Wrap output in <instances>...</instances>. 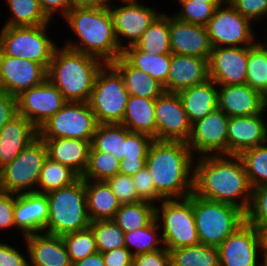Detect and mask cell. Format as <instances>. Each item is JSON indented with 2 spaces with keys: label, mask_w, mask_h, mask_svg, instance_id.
<instances>
[{
  "label": "cell",
  "mask_w": 267,
  "mask_h": 266,
  "mask_svg": "<svg viewBox=\"0 0 267 266\" xmlns=\"http://www.w3.org/2000/svg\"><path fill=\"white\" fill-rule=\"evenodd\" d=\"M98 122L88 102L68 101L38 129L41 139L72 138L92 143Z\"/></svg>",
  "instance_id": "obj_11"
},
{
  "label": "cell",
  "mask_w": 267,
  "mask_h": 266,
  "mask_svg": "<svg viewBox=\"0 0 267 266\" xmlns=\"http://www.w3.org/2000/svg\"><path fill=\"white\" fill-rule=\"evenodd\" d=\"M171 266H219L218 247L198 244L170 251Z\"/></svg>",
  "instance_id": "obj_38"
},
{
  "label": "cell",
  "mask_w": 267,
  "mask_h": 266,
  "mask_svg": "<svg viewBox=\"0 0 267 266\" xmlns=\"http://www.w3.org/2000/svg\"><path fill=\"white\" fill-rule=\"evenodd\" d=\"M48 151L38 136L19 155L0 169V190L22 194L37 192V183Z\"/></svg>",
  "instance_id": "obj_10"
},
{
  "label": "cell",
  "mask_w": 267,
  "mask_h": 266,
  "mask_svg": "<svg viewBox=\"0 0 267 266\" xmlns=\"http://www.w3.org/2000/svg\"><path fill=\"white\" fill-rule=\"evenodd\" d=\"M105 266H132L133 256L126 247L102 253Z\"/></svg>",
  "instance_id": "obj_54"
},
{
  "label": "cell",
  "mask_w": 267,
  "mask_h": 266,
  "mask_svg": "<svg viewBox=\"0 0 267 266\" xmlns=\"http://www.w3.org/2000/svg\"><path fill=\"white\" fill-rule=\"evenodd\" d=\"M169 35L172 54L210 58L212 45L206 26L187 23L169 14Z\"/></svg>",
  "instance_id": "obj_21"
},
{
  "label": "cell",
  "mask_w": 267,
  "mask_h": 266,
  "mask_svg": "<svg viewBox=\"0 0 267 266\" xmlns=\"http://www.w3.org/2000/svg\"><path fill=\"white\" fill-rule=\"evenodd\" d=\"M71 8H98L107 5L103 0H70Z\"/></svg>",
  "instance_id": "obj_59"
},
{
  "label": "cell",
  "mask_w": 267,
  "mask_h": 266,
  "mask_svg": "<svg viewBox=\"0 0 267 266\" xmlns=\"http://www.w3.org/2000/svg\"><path fill=\"white\" fill-rule=\"evenodd\" d=\"M89 227L94 234L98 252L125 247L124 232L113 219L92 221Z\"/></svg>",
  "instance_id": "obj_42"
},
{
  "label": "cell",
  "mask_w": 267,
  "mask_h": 266,
  "mask_svg": "<svg viewBox=\"0 0 267 266\" xmlns=\"http://www.w3.org/2000/svg\"><path fill=\"white\" fill-rule=\"evenodd\" d=\"M156 99L130 95L120 124L131 132L143 133L156 139Z\"/></svg>",
  "instance_id": "obj_29"
},
{
  "label": "cell",
  "mask_w": 267,
  "mask_h": 266,
  "mask_svg": "<svg viewBox=\"0 0 267 266\" xmlns=\"http://www.w3.org/2000/svg\"><path fill=\"white\" fill-rule=\"evenodd\" d=\"M218 251L219 266H261L259 233L247 222L229 235L218 246Z\"/></svg>",
  "instance_id": "obj_16"
},
{
  "label": "cell",
  "mask_w": 267,
  "mask_h": 266,
  "mask_svg": "<svg viewBox=\"0 0 267 266\" xmlns=\"http://www.w3.org/2000/svg\"><path fill=\"white\" fill-rule=\"evenodd\" d=\"M79 176L69 167L47 157L40 172L37 192L47 194L74 183Z\"/></svg>",
  "instance_id": "obj_39"
},
{
  "label": "cell",
  "mask_w": 267,
  "mask_h": 266,
  "mask_svg": "<svg viewBox=\"0 0 267 266\" xmlns=\"http://www.w3.org/2000/svg\"><path fill=\"white\" fill-rule=\"evenodd\" d=\"M106 182L121 205L142 201L137 195L132 176L117 173Z\"/></svg>",
  "instance_id": "obj_48"
},
{
  "label": "cell",
  "mask_w": 267,
  "mask_h": 266,
  "mask_svg": "<svg viewBox=\"0 0 267 266\" xmlns=\"http://www.w3.org/2000/svg\"><path fill=\"white\" fill-rule=\"evenodd\" d=\"M247 47L212 48L209 58V77L217 85L246 84Z\"/></svg>",
  "instance_id": "obj_19"
},
{
  "label": "cell",
  "mask_w": 267,
  "mask_h": 266,
  "mask_svg": "<svg viewBox=\"0 0 267 266\" xmlns=\"http://www.w3.org/2000/svg\"><path fill=\"white\" fill-rule=\"evenodd\" d=\"M49 216L44 233L62 237L90 226L87 211L85 179L46 194Z\"/></svg>",
  "instance_id": "obj_5"
},
{
  "label": "cell",
  "mask_w": 267,
  "mask_h": 266,
  "mask_svg": "<svg viewBox=\"0 0 267 266\" xmlns=\"http://www.w3.org/2000/svg\"><path fill=\"white\" fill-rule=\"evenodd\" d=\"M210 79L209 59L183 54H172L165 92L178 93Z\"/></svg>",
  "instance_id": "obj_23"
},
{
  "label": "cell",
  "mask_w": 267,
  "mask_h": 266,
  "mask_svg": "<svg viewBox=\"0 0 267 266\" xmlns=\"http://www.w3.org/2000/svg\"><path fill=\"white\" fill-rule=\"evenodd\" d=\"M267 19V14H266V16H265V18H264V21ZM267 21V20H266ZM266 37H267V35H266ZM263 43H267V38H265V41L264 40H261Z\"/></svg>",
  "instance_id": "obj_65"
},
{
  "label": "cell",
  "mask_w": 267,
  "mask_h": 266,
  "mask_svg": "<svg viewBox=\"0 0 267 266\" xmlns=\"http://www.w3.org/2000/svg\"><path fill=\"white\" fill-rule=\"evenodd\" d=\"M22 240L27 247L29 266H72L62 237L41 232Z\"/></svg>",
  "instance_id": "obj_25"
},
{
  "label": "cell",
  "mask_w": 267,
  "mask_h": 266,
  "mask_svg": "<svg viewBox=\"0 0 267 266\" xmlns=\"http://www.w3.org/2000/svg\"><path fill=\"white\" fill-rule=\"evenodd\" d=\"M129 96L122 75L111 63H105L96 76L88 101L98 124H120Z\"/></svg>",
  "instance_id": "obj_9"
},
{
  "label": "cell",
  "mask_w": 267,
  "mask_h": 266,
  "mask_svg": "<svg viewBox=\"0 0 267 266\" xmlns=\"http://www.w3.org/2000/svg\"><path fill=\"white\" fill-rule=\"evenodd\" d=\"M137 195L142 201L157 205L163 199L158 195L152 176L147 167H144L132 176Z\"/></svg>",
  "instance_id": "obj_49"
},
{
  "label": "cell",
  "mask_w": 267,
  "mask_h": 266,
  "mask_svg": "<svg viewBox=\"0 0 267 266\" xmlns=\"http://www.w3.org/2000/svg\"><path fill=\"white\" fill-rule=\"evenodd\" d=\"M72 263L97 252L95 237L90 227L62 236Z\"/></svg>",
  "instance_id": "obj_45"
},
{
  "label": "cell",
  "mask_w": 267,
  "mask_h": 266,
  "mask_svg": "<svg viewBox=\"0 0 267 266\" xmlns=\"http://www.w3.org/2000/svg\"><path fill=\"white\" fill-rule=\"evenodd\" d=\"M122 56L135 68L147 73L163 86L167 83L171 53L151 55L142 52L134 45L126 47Z\"/></svg>",
  "instance_id": "obj_32"
},
{
  "label": "cell",
  "mask_w": 267,
  "mask_h": 266,
  "mask_svg": "<svg viewBox=\"0 0 267 266\" xmlns=\"http://www.w3.org/2000/svg\"><path fill=\"white\" fill-rule=\"evenodd\" d=\"M253 26L250 20L225 0L215 9L206 28L212 48L247 47L258 41Z\"/></svg>",
  "instance_id": "obj_12"
},
{
  "label": "cell",
  "mask_w": 267,
  "mask_h": 266,
  "mask_svg": "<svg viewBox=\"0 0 267 266\" xmlns=\"http://www.w3.org/2000/svg\"><path fill=\"white\" fill-rule=\"evenodd\" d=\"M160 226L155 219L149 226L124 232L125 247L132 256L156 251L163 247Z\"/></svg>",
  "instance_id": "obj_40"
},
{
  "label": "cell",
  "mask_w": 267,
  "mask_h": 266,
  "mask_svg": "<svg viewBox=\"0 0 267 266\" xmlns=\"http://www.w3.org/2000/svg\"><path fill=\"white\" fill-rule=\"evenodd\" d=\"M11 11L3 26H39L51 24L38 0H4Z\"/></svg>",
  "instance_id": "obj_36"
},
{
  "label": "cell",
  "mask_w": 267,
  "mask_h": 266,
  "mask_svg": "<svg viewBox=\"0 0 267 266\" xmlns=\"http://www.w3.org/2000/svg\"><path fill=\"white\" fill-rule=\"evenodd\" d=\"M111 64L122 75L125 88L130 95L156 99L165 92L162 84L147 73L132 66L122 55Z\"/></svg>",
  "instance_id": "obj_31"
},
{
  "label": "cell",
  "mask_w": 267,
  "mask_h": 266,
  "mask_svg": "<svg viewBox=\"0 0 267 266\" xmlns=\"http://www.w3.org/2000/svg\"><path fill=\"white\" fill-rule=\"evenodd\" d=\"M68 101L57 87L46 79L16 97L17 114L29 120L37 129Z\"/></svg>",
  "instance_id": "obj_15"
},
{
  "label": "cell",
  "mask_w": 267,
  "mask_h": 266,
  "mask_svg": "<svg viewBox=\"0 0 267 266\" xmlns=\"http://www.w3.org/2000/svg\"><path fill=\"white\" fill-rule=\"evenodd\" d=\"M191 124L218 108V85L211 79L178 92Z\"/></svg>",
  "instance_id": "obj_28"
},
{
  "label": "cell",
  "mask_w": 267,
  "mask_h": 266,
  "mask_svg": "<svg viewBox=\"0 0 267 266\" xmlns=\"http://www.w3.org/2000/svg\"><path fill=\"white\" fill-rule=\"evenodd\" d=\"M144 167H146V161H126V159H122L118 173L133 176Z\"/></svg>",
  "instance_id": "obj_57"
},
{
  "label": "cell",
  "mask_w": 267,
  "mask_h": 266,
  "mask_svg": "<svg viewBox=\"0 0 267 266\" xmlns=\"http://www.w3.org/2000/svg\"><path fill=\"white\" fill-rule=\"evenodd\" d=\"M264 98H265V110L267 111V95Z\"/></svg>",
  "instance_id": "obj_66"
},
{
  "label": "cell",
  "mask_w": 267,
  "mask_h": 266,
  "mask_svg": "<svg viewBox=\"0 0 267 266\" xmlns=\"http://www.w3.org/2000/svg\"><path fill=\"white\" fill-rule=\"evenodd\" d=\"M193 193L247 212L252 186L239 155L200 156L194 160Z\"/></svg>",
  "instance_id": "obj_1"
},
{
  "label": "cell",
  "mask_w": 267,
  "mask_h": 266,
  "mask_svg": "<svg viewBox=\"0 0 267 266\" xmlns=\"http://www.w3.org/2000/svg\"><path fill=\"white\" fill-rule=\"evenodd\" d=\"M246 84L263 97L267 95V43L260 39L253 46H248Z\"/></svg>",
  "instance_id": "obj_37"
},
{
  "label": "cell",
  "mask_w": 267,
  "mask_h": 266,
  "mask_svg": "<svg viewBox=\"0 0 267 266\" xmlns=\"http://www.w3.org/2000/svg\"><path fill=\"white\" fill-rule=\"evenodd\" d=\"M153 140L149 135L131 132L126 128L123 159H126V161H146Z\"/></svg>",
  "instance_id": "obj_47"
},
{
  "label": "cell",
  "mask_w": 267,
  "mask_h": 266,
  "mask_svg": "<svg viewBox=\"0 0 267 266\" xmlns=\"http://www.w3.org/2000/svg\"><path fill=\"white\" fill-rule=\"evenodd\" d=\"M120 160L112 154L101 151L89 152L88 167L82 178L92 181H106L118 173Z\"/></svg>",
  "instance_id": "obj_43"
},
{
  "label": "cell",
  "mask_w": 267,
  "mask_h": 266,
  "mask_svg": "<svg viewBox=\"0 0 267 266\" xmlns=\"http://www.w3.org/2000/svg\"><path fill=\"white\" fill-rule=\"evenodd\" d=\"M218 108L229 117L253 116L265 109V98L248 84L218 85Z\"/></svg>",
  "instance_id": "obj_24"
},
{
  "label": "cell",
  "mask_w": 267,
  "mask_h": 266,
  "mask_svg": "<svg viewBox=\"0 0 267 266\" xmlns=\"http://www.w3.org/2000/svg\"><path fill=\"white\" fill-rule=\"evenodd\" d=\"M246 215V222L256 229L267 226V185L252 188V197Z\"/></svg>",
  "instance_id": "obj_46"
},
{
  "label": "cell",
  "mask_w": 267,
  "mask_h": 266,
  "mask_svg": "<svg viewBox=\"0 0 267 266\" xmlns=\"http://www.w3.org/2000/svg\"><path fill=\"white\" fill-rule=\"evenodd\" d=\"M16 194L4 192L0 190V231L3 234V230L16 231L14 223V206H15Z\"/></svg>",
  "instance_id": "obj_52"
},
{
  "label": "cell",
  "mask_w": 267,
  "mask_h": 266,
  "mask_svg": "<svg viewBox=\"0 0 267 266\" xmlns=\"http://www.w3.org/2000/svg\"><path fill=\"white\" fill-rule=\"evenodd\" d=\"M163 246L169 251L200 244L193 212V192L183 199L162 200L156 205Z\"/></svg>",
  "instance_id": "obj_8"
},
{
  "label": "cell",
  "mask_w": 267,
  "mask_h": 266,
  "mask_svg": "<svg viewBox=\"0 0 267 266\" xmlns=\"http://www.w3.org/2000/svg\"><path fill=\"white\" fill-rule=\"evenodd\" d=\"M8 243V240L7 243L6 241L0 240V266H29L26 244L24 243V247L22 248L23 250L26 249V253L21 249L24 255L18 249L19 245L16 248V245L14 246L12 243Z\"/></svg>",
  "instance_id": "obj_51"
},
{
  "label": "cell",
  "mask_w": 267,
  "mask_h": 266,
  "mask_svg": "<svg viewBox=\"0 0 267 266\" xmlns=\"http://www.w3.org/2000/svg\"><path fill=\"white\" fill-rule=\"evenodd\" d=\"M49 216L47 195L38 192L16 194L14 223L20 238L44 232ZM22 234V235H21Z\"/></svg>",
  "instance_id": "obj_22"
},
{
  "label": "cell",
  "mask_w": 267,
  "mask_h": 266,
  "mask_svg": "<svg viewBox=\"0 0 267 266\" xmlns=\"http://www.w3.org/2000/svg\"><path fill=\"white\" fill-rule=\"evenodd\" d=\"M267 111L253 116L230 117L227 131V154L242 152L267 142Z\"/></svg>",
  "instance_id": "obj_20"
},
{
  "label": "cell",
  "mask_w": 267,
  "mask_h": 266,
  "mask_svg": "<svg viewBox=\"0 0 267 266\" xmlns=\"http://www.w3.org/2000/svg\"><path fill=\"white\" fill-rule=\"evenodd\" d=\"M104 64L94 56L58 45L47 69V79L67 101L88 102Z\"/></svg>",
  "instance_id": "obj_4"
},
{
  "label": "cell",
  "mask_w": 267,
  "mask_h": 266,
  "mask_svg": "<svg viewBox=\"0 0 267 266\" xmlns=\"http://www.w3.org/2000/svg\"><path fill=\"white\" fill-rule=\"evenodd\" d=\"M85 191L91 222L114 218L121 204L106 181L85 180Z\"/></svg>",
  "instance_id": "obj_30"
},
{
  "label": "cell",
  "mask_w": 267,
  "mask_h": 266,
  "mask_svg": "<svg viewBox=\"0 0 267 266\" xmlns=\"http://www.w3.org/2000/svg\"><path fill=\"white\" fill-rule=\"evenodd\" d=\"M42 11L53 21L54 16L59 14L63 18L71 9L70 0H38Z\"/></svg>",
  "instance_id": "obj_56"
},
{
  "label": "cell",
  "mask_w": 267,
  "mask_h": 266,
  "mask_svg": "<svg viewBox=\"0 0 267 266\" xmlns=\"http://www.w3.org/2000/svg\"><path fill=\"white\" fill-rule=\"evenodd\" d=\"M63 20L77 39L75 42L72 37L66 38L61 45L94 56L104 63H112L122 55L123 50L115 36L108 5L98 8H71Z\"/></svg>",
  "instance_id": "obj_3"
},
{
  "label": "cell",
  "mask_w": 267,
  "mask_h": 266,
  "mask_svg": "<svg viewBox=\"0 0 267 266\" xmlns=\"http://www.w3.org/2000/svg\"><path fill=\"white\" fill-rule=\"evenodd\" d=\"M241 158L249 182L253 187L267 185V142L242 152Z\"/></svg>",
  "instance_id": "obj_41"
},
{
  "label": "cell",
  "mask_w": 267,
  "mask_h": 266,
  "mask_svg": "<svg viewBox=\"0 0 267 266\" xmlns=\"http://www.w3.org/2000/svg\"><path fill=\"white\" fill-rule=\"evenodd\" d=\"M193 212L199 242L218 247L246 222L245 212L234 205L203 199L193 193Z\"/></svg>",
  "instance_id": "obj_6"
},
{
  "label": "cell",
  "mask_w": 267,
  "mask_h": 266,
  "mask_svg": "<svg viewBox=\"0 0 267 266\" xmlns=\"http://www.w3.org/2000/svg\"><path fill=\"white\" fill-rule=\"evenodd\" d=\"M156 140L187 142L191 123L178 93L164 92L155 102Z\"/></svg>",
  "instance_id": "obj_17"
},
{
  "label": "cell",
  "mask_w": 267,
  "mask_h": 266,
  "mask_svg": "<svg viewBox=\"0 0 267 266\" xmlns=\"http://www.w3.org/2000/svg\"><path fill=\"white\" fill-rule=\"evenodd\" d=\"M228 2L253 24L263 22L267 14V0H228Z\"/></svg>",
  "instance_id": "obj_50"
},
{
  "label": "cell",
  "mask_w": 267,
  "mask_h": 266,
  "mask_svg": "<svg viewBox=\"0 0 267 266\" xmlns=\"http://www.w3.org/2000/svg\"><path fill=\"white\" fill-rule=\"evenodd\" d=\"M180 9L172 13L177 19L191 24L206 26L214 14L215 9L222 3H205L196 0H176Z\"/></svg>",
  "instance_id": "obj_44"
},
{
  "label": "cell",
  "mask_w": 267,
  "mask_h": 266,
  "mask_svg": "<svg viewBox=\"0 0 267 266\" xmlns=\"http://www.w3.org/2000/svg\"><path fill=\"white\" fill-rule=\"evenodd\" d=\"M47 147L48 157L69 167L79 177L85 173L89 163L91 142L82 139H42Z\"/></svg>",
  "instance_id": "obj_27"
},
{
  "label": "cell",
  "mask_w": 267,
  "mask_h": 266,
  "mask_svg": "<svg viewBox=\"0 0 267 266\" xmlns=\"http://www.w3.org/2000/svg\"><path fill=\"white\" fill-rule=\"evenodd\" d=\"M261 266H267V259H262Z\"/></svg>",
  "instance_id": "obj_64"
},
{
  "label": "cell",
  "mask_w": 267,
  "mask_h": 266,
  "mask_svg": "<svg viewBox=\"0 0 267 266\" xmlns=\"http://www.w3.org/2000/svg\"><path fill=\"white\" fill-rule=\"evenodd\" d=\"M108 4L119 47L135 45L143 32L163 13L146 3L120 2Z\"/></svg>",
  "instance_id": "obj_13"
},
{
  "label": "cell",
  "mask_w": 267,
  "mask_h": 266,
  "mask_svg": "<svg viewBox=\"0 0 267 266\" xmlns=\"http://www.w3.org/2000/svg\"><path fill=\"white\" fill-rule=\"evenodd\" d=\"M156 219V205L147 201L122 204L113 221L123 232L134 231L149 226Z\"/></svg>",
  "instance_id": "obj_33"
},
{
  "label": "cell",
  "mask_w": 267,
  "mask_h": 266,
  "mask_svg": "<svg viewBox=\"0 0 267 266\" xmlns=\"http://www.w3.org/2000/svg\"><path fill=\"white\" fill-rule=\"evenodd\" d=\"M47 69L40 63L4 55L0 51V89L17 97L22 92L42 84Z\"/></svg>",
  "instance_id": "obj_18"
},
{
  "label": "cell",
  "mask_w": 267,
  "mask_h": 266,
  "mask_svg": "<svg viewBox=\"0 0 267 266\" xmlns=\"http://www.w3.org/2000/svg\"><path fill=\"white\" fill-rule=\"evenodd\" d=\"M103 1H104L107 5H108V4H111V3H113V2L116 3V0H114V1H113V0H103Z\"/></svg>",
  "instance_id": "obj_63"
},
{
  "label": "cell",
  "mask_w": 267,
  "mask_h": 266,
  "mask_svg": "<svg viewBox=\"0 0 267 266\" xmlns=\"http://www.w3.org/2000/svg\"><path fill=\"white\" fill-rule=\"evenodd\" d=\"M126 127L122 124H98L91 143L90 151L112 154L117 160L124 156Z\"/></svg>",
  "instance_id": "obj_35"
},
{
  "label": "cell",
  "mask_w": 267,
  "mask_h": 266,
  "mask_svg": "<svg viewBox=\"0 0 267 266\" xmlns=\"http://www.w3.org/2000/svg\"><path fill=\"white\" fill-rule=\"evenodd\" d=\"M118 0H116L117 2ZM121 3L122 2H140V0H119Z\"/></svg>",
  "instance_id": "obj_62"
},
{
  "label": "cell",
  "mask_w": 267,
  "mask_h": 266,
  "mask_svg": "<svg viewBox=\"0 0 267 266\" xmlns=\"http://www.w3.org/2000/svg\"><path fill=\"white\" fill-rule=\"evenodd\" d=\"M16 114V97L0 89V130Z\"/></svg>",
  "instance_id": "obj_55"
},
{
  "label": "cell",
  "mask_w": 267,
  "mask_h": 266,
  "mask_svg": "<svg viewBox=\"0 0 267 266\" xmlns=\"http://www.w3.org/2000/svg\"><path fill=\"white\" fill-rule=\"evenodd\" d=\"M144 53L161 55L171 53L169 14L164 11L142 34L134 45Z\"/></svg>",
  "instance_id": "obj_34"
},
{
  "label": "cell",
  "mask_w": 267,
  "mask_h": 266,
  "mask_svg": "<svg viewBox=\"0 0 267 266\" xmlns=\"http://www.w3.org/2000/svg\"><path fill=\"white\" fill-rule=\"evenodd\" d=\"M257 230L260 237L262 259H267V226L259 227Z\"/></svg>",
  "instance_id": "obj_60"
},
{
  "label": "cell",
  "mask_w": 267,
  "mask_h": 266,
  "mask_svg": "<svg viewBox=\"0 0 267 266\" xmlns=\"http://www.w3.org/2000/svg\"><path fill=\"white\" fill-rule=\"evenodd\" d=\"M227 116L217 108L203 119L191 124L190 136L187 145L193 156H207L227 154Z\"/></svg>",
  "instance_id": "obj_14"
},
{
  "label": "cell",
  "mask_w": 267,
  "mask_h": 266,
  "mask_svg": "<svg viewBox=\"0 0 267 266\" xmlns=\"http://www.w3.org/2000/svg\"><path fill=\"white\" fill-rule=\"evenodd\" d=\"M72 266H105V264L102 253L97 251L82 260L72 263Z\"/></svg>",
  "instance_id": "obj_58"
},
{
  "label": "cell",
  "mask_w": 267,
  "mask_h": 266,
  "mask_svg": "<svg viewBox=\"0 0 267 266\" xmlns=\"http://www.w3.org/2000/svg\"><path fill=\"white\" fill-rule=\"evenodd\" d=\"M196 1H204L205 3H223L225 0H196Z\"/></svg>",
  "instance_id": "obj_61"
},
{
  "label": "cell",
  "mask_w": 267,
  "mask_h": 266,
  "mask_svg": "<svg viewBox=\"0 0 267 266\" xmlns=\"http://www.w3.org/2000/svg\"><path fill=\"white\" fill-rule=\"evenodd\" d=\"M38 137V129L25 117L14 115L0 130V169Z\"/></svg>",
  "instance_id": "obj_26"
},
{
  "label": "cell",
  "mask_w": 267,
  "mask_h": 266,
  "mask_svg": "<svg viewBox=\"0 0 267 266\" xmlns=\"http://www.w3.org/2000/svg\"><path fill=\"white\" fill-rule=\"evenodd\" d=\"M194 160L186 142L153 140L146 167L163 200L187 198L193 192Z\"/></svg>",
  "instance_id": "obj_2"
},
{
  "label": "cell",
  "mask_w": 267,
  "mask_h": 266,
  "mask_svg": "<svg viewBox=\"0 0 267 266\" xmlns=\"http://www.w3.org/2000/svg\"><path fill=\"white\" fill-rule=\"evenodd\" d=\"M132 266H171L170 251L163 246L156 251L136 255Z\"/></svg>",
  "instance_id": "obj_53"
},
{
  "label": "cell",
  "mask_w": 267,
  "mask_h": 266,
  "mask_svg": "<svg viewBox=\"0 0 267 266\" xmlns=\"http://www.w3.org/2000/svg\"><path fill=\"white\" fill-rule=\"evenodd\" d=\"M49 26L52 27L50 24L3 26L0 28V51L7 56L40 63L48 69L54 50L60 44L53 41Z\"/></svg>",
  "instance_id": "obj_7"
}]
</instances>
